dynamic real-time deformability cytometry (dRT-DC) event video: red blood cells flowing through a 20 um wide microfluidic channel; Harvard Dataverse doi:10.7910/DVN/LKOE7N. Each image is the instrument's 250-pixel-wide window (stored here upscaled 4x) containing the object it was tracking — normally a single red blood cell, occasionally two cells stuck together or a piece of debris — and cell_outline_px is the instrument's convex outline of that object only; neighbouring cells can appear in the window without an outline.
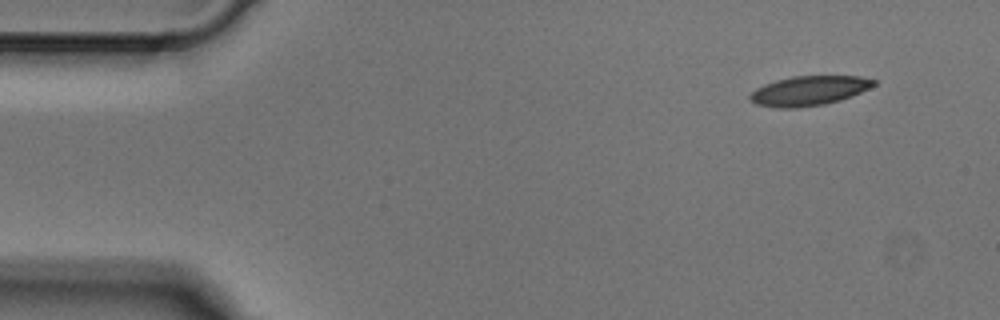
{"species": "Egyptian fruit bat (a non-hibernating species)", "species_latin": "Rousettus aegyptiacus", "temperature_condition": "cold", "stored_images_in_passage": 4, "camera_frame_rate_fps": 3000, "um_per_image_px": 0.085, "animal": {"sex": "male"}, "frame": {"image": 1, "passage_image": 1, "time_ms": 0.0, "image_size_px": [1000, 320], "cell_outline_px": [[876, 84], [852, 96], [840, 100], [824, 104], [796, 108], [780, 108], [756, 104], [748, 96], [756, 88], [764, 84], [776, 80], [792, 76], [860, 76], [876, 80]], "centroid_in_image_um": [68.76, 7.71], "position_along_channel_um": 16.2, "area_um2": 21.21}}